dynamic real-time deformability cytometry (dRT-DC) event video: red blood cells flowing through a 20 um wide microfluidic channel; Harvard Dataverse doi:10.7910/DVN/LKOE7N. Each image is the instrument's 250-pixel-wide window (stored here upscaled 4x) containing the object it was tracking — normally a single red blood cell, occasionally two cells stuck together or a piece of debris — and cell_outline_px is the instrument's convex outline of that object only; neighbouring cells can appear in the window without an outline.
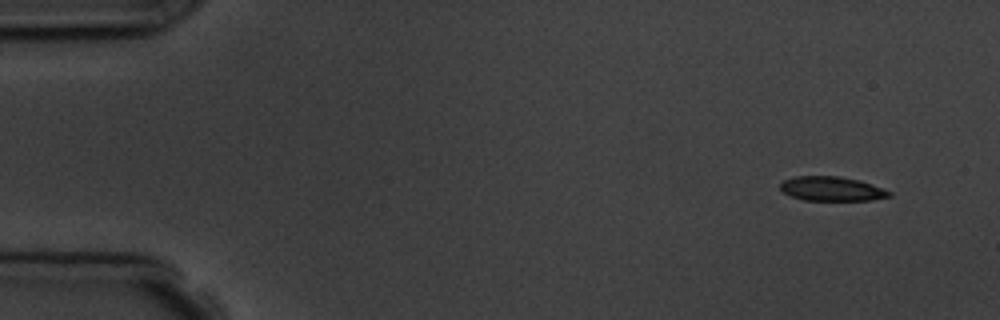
{"species": "common noctule bat (a hibernating species)", "species_latin": "Nyctalus noctula", "temperature_condition": "room temperature", "stored_images_in_passage": 8, "camera_frame_rate_fps": 3000, "um_per_image_px": 0.085, "animal": {"sex": "male", "body_mass_g": 19.5, "forearm_length_mm": 54.6}, "frame": {"image": 1, "passage_image": 1, "time_ms": 0.0, "image_size_px": [1000, 320], "cell_outline_px": [[892, 196], [872, 200], [804, 200], [792, 196], [784, 192], [780, 188], [780, 184], [784, 180], [796, 176], [840, 176], [860, 180], [872, 184], [892, 192]], "centroid_in_image_um": [70.73, 16.04], "position_along_channel_um": 14.3, "area_um2": 15.43}}